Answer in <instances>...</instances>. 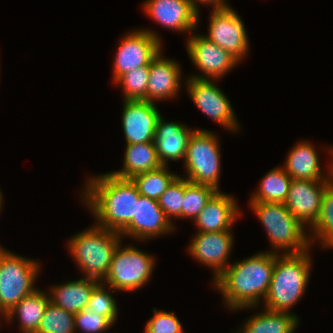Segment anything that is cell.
I'll return each mask as SVG.
<instances>
[{"label": "cell", "instance_id": "277c9868", "mask_svg": "<svg viewBox=\"0 0 333 333\" xmlns=\"http://www.w3.org/2000/svg\"><path fill=\"white\" fill-rule=\"evenodd\" d=\"M122 238L117 231L93 224L92 227L72 235L67 244L84 277L102 281L109 271L113 254Z\"/></svg>", "mask_w": 333, "mask_h": 333}, {"label": "cell", "instance_id": "7c38bea8", "mask_svg": "<svg viewBox=\"0 0 333 333\" xmlns=\"http://www.w3.org/2000/svg\"><path fill=\"white\" fill-rule=\"evenodd\" d=\"M186 51L193 65L201 75H191L195 79L219 80L238 66L239 62L223 48L211 42L203 34H190Z\"/></svg>", "mask_w": 333, "mask_h": 333}, {"label": "cell", "instance_id": "3957f363", "mask_svg": "<svg viewBox=\"0 0 333 333\" xmlns=\"http://www.w3.org/2000/svg\"><path fill=\"white\" fill-rule=\"evenodd\" d=\"M308 249L301 253H275V266L263 308L290 312L301 300L310 281L312 259Z\"/></svg>", "mask_w": 333, "mask_h": 333}, {"label": "cell", "instance_id": "f546056e", "mask_svg": "<svg viewBox=\"0 0 333 333\" xmlns=\"http://www.w3.org/2000/svg\"><path fill=\"white\" fill-rule=\"evenodd\" d=\"M149 66H141L121 75L114 84L122 87L123 100L147 101Z\"/></svg>", "mask_w": 333, "mask_h": 333}, {"label": "cell", "instance_id": "d4e9b609", "mask_svg": "<svg viewBox=\"0 0 333 333\" xmlns=\"http://www.w3.org/2000/svg\"><path fill=\"white\" fill-rule=\"evenodd\" d=\"M299 321V317L292 312L263 309L247 318L236 333H295Z\"/></svg>", "mask_w": 333, "mask_h": 333}, {"label": "cell", "instance_id": "d590c367", "mask_svg": "<svg viewBox=\"0 0 333 333\" xmlns=\"http://www.w3.org/2000/svg\"><path fill=\"white\" fill-rule=\"evenodd\" d=\"M193 7L199 12V4L201 5H209L212 6V9H223L231 7L229 4L226 3V0H190Z\"/></svg>", "mask_w": 333, "mask_h": 333}, {"label": "cell", "instance_id": "4dcf8cb0", "mask_svg": "<svg viewBox=\"0 0 333 333\" xmlns=\"http://www.w3.org/2000/svg\"><path fill=\"white\" fill-rule=\"evenodd\" d=\"M74 316L49 302L35 333H75Z\"/></svg>", "mask_w": 333, "mask_h": 333}, {"label": "cell", "instance_id": "9c48e42d", "mask_svg": "<svg viewBox=\"0 0 333 333\" xmlns=\"http://www.w3.org/2000/svg\"><path fill=\"white\" fill-rule=\"evenodd\" d=\"M162 39L152 29H137L124 35L117 48L113 62V81L121 75L150 62L163 49Z\"/></svg>", "mask_w": 333, "mask_h": 333}, {"label": "cell", "instance_id": "1f68e13d", "mask_svg": "<svg viewBox=\"0 0 333 333\" xmlns=\"http://www.w3.org/2000/svg\"><path fill=\"white\" fill-rule=\"evenodd\" d=\"M185 192V178L178 174L165 192L158 199V204L166 217L173 223V218L182 219V207Z\"/></svg>", "mask_w": 333, "mask_h": 333}, {"label": "cell", "instance_id": "5bb4252c", "mask_svg": "<svg viewBox=\"0 0 333 333\" xmlns=\"http://www.w3.org/2000/svg\"><path fill=\"white\" fill-rule=\"evenodd\" d=\"M174 223L164 214L158 200L139 196L136 202V217L120 232L121 236L136 238L146 242L148 239L170 234L174 231Z\"/></svg>", "mask_w": 333, "mask_h": 333}, {"label": "cell", "instance_id": "5b68a950", "mask_svg": "<svg viewBox=\"0 0 333 333\" xmlns=\"http://www.w3.org/2000/svg\"><path fill=\"white\" fill-rule=\"evenodd\" d=\"M263 224L273 253H301L311 248L309 232L284 203L248 202ZM280 251V252H279Z\"/></svg>", "mask_w": 333, "mask_h": 333}, {"label": "cell", "instance_id": "2e32d148", "mask_svg": "<svg viewBox=\"0 0 333 333\" xmlns=\"http://www.w3.org/2000/svg\"><path fill=\"white\" fill-rule=\"evenodd\" d=\"M142 6L156 23L179 33L195 32L200 21L190 0H146Z\"/></svg>", "mask_w": 333, "mask_h": 333}, {"label": "cell", "instance_id": "7402d4cb", "mask_svg": "<svg viewBox=\"0 0 333 333\" xmlns=\"http://www.w3.org/2000/svg\"><path fill=\"white\" fill-rule=\"evenodd\" d=\"M100 282L94 278L81 277L79 280L52 285L49 288L51 291L48 290L50 302L75 315L87 309L91 293Z\"/></svg>", "mask_w": 333, "mask_h": 333}, {"label": "cell", "instance_id": "83f0119b", "mask_svg": "<svg viewBox=\"0 0 333 333\" xmlns=\"http://www.w3.org/2000/svg\"><path fill=\"white\" fill-rule=\"evenodd\" d=\"M177 176L168 166L162 165L156 170L138 174L131 180L141 196L158 200Z\"/></svg>", "mask_w": 333, "mask_h": 333}, {"label": "cell", "instance_id": "603a6c76", "mask_svg": "<svg viewBox=\"0 0 333 333\" xmlns=\"http://www.w3.org/2000/svg\"><path fill=\"white\" fill-rule=\"evenodd\" d=\"M49 302L48 292L45 293L37 288L7 313L5 321L10 324L13 323L15 318H18L20 333H35Z\"/></svg>", "mask_w": 333, "mask_h": 333}, {"label": "cell", "instance_id": "ffe728a7", "mask_svg": "<svg viewBox=\"0 0 333 333\" xmlns=\"http://www.w3.org/2000/svg\"><path fill=\"white\" fill-rule=\"evenodd\" d=\"M242 214L234 196L218 191L195 218L197 232H222L232 230Z\"/></svg>", "mask_w": 333, "mask_h": 333}, {"label": "cell", "instance_id": "e0dca14e", "mask_svg": "<svg viewBox=\"0 0 333 333\" xmlns=\"http://www.w3.org/2000/svg\"><path fill=\"white\" fill-rule=\"evenodd\" d=\"M330 181L292 179L287 198V209L309 229L318 218L323 194Z\"/></svg>", "mask_w": 333, "mask_h": 333}, {"label": "cell", "instance_id": "4316f807", "mask_svg": "<svg viewBox=\"0 0 333 333\" xmlns=\"http://www.w3.org/2000/svg\"><path fill=\"white\" fill-rule=\"evenodd\" d=\"M311 245L319 242L323 248H333V181L325 189L320 213L315 223L308 229Z\"/></svg>", "mask_w": 333, "mask_h": 333}, {"label": "cell", "instance_id": "d6986e66", "mask_svg": "<svg viewBox=\"0 0 333 333\" xmlns=\"http://www.w3.org/2000/svg\"><path fill=\"white\" fill-rule=\"evenodd\" d=\"M196 129L181 122L164 121L162 115L159 117L153 143L162 165L168 166V161H184L190 137Z\"/></svg>", "mask_w": 333, "mask_h": 333}, {"label": "cell", "instance_id": "ba28073f", "mask_svg": "<svg viewBox=\"0 0 333 333\" xmlns=\"http://www.w3.org/2000/svg\"><path fill=\"white\" fill-rule=\"evenodd\" d=\"M40 265L35 259L0 248V304L6 313L37 289Z\"/></svg>", "mask_w": 333, "mask_h": 333}, {"label": "cell", "instance_id": "f35d334b", "mask_svg": "<svg viewBox=\"0 0 333 333\" xmlns=\"http://www.w3.org/2000/svg\"><path fill=\"white\" fill-rule=\"evenodd\" d=\"M3 195H2V192L0 191V212H2L1 211V209L3 208Z\"/></svg>", "mask_w": 333, "mask_h": 333}, {"label": "cell", "instance_id": "8fae6325", "mask_svg": "<svg viewBox=\"0 0 333 333\" xmlns=\"http://www.w3.org/2000/svg\"><path fill=\"white\" fill-rule=\"evenodd\" d=\"M208 34L203 35L241 62L249 51V40L242 18L231 7L212 9Z\"/></svg>", "mask_w": 333, "mask_h": 333}, {"label": "cell", "instance_id": "52a82bcc", "mask_svg": "<svg viewBox=\"0 0 333 333\" xmlns=\"http://www.w3.org/2000/svg\"><path fill=\"white\" fill-rule=\"evenodd\" d=\"M153 255L141 251L133 245L117 246L109 271L101 281L115 291L132 292L147 285L155 268Z\"/></svg>", "mask_w": 333, "mask_h": 333}, {"label": "cell", "instance_id": "cb8c5ba5", "mask_svg": "<svg viewBox=\"0 0 333 333\" xmlns=\"http://www.w3.org/2000/svg\"><path fill=\"white\" fill-rule=\"evenodd\" d=\"M123 168L110 172L112 175L131 179L138 174L153 171L162 166L153 142L126 144Z\"/></svg>", "mask_w": 333, "mask_h": 333}, {"label": "cell", "instance_id": "30bf717a", "mask_svg": "<svg viewBox=\"0 0 333 333\" xmlns=\"http://www.w3.org/2000/svg\"><path fill=\"white\" fill-rule=\"evenodd\" d=\"M185 85L190 99L204 115L227 131L237 132L240 129L230 100L216 86L215 80L187 77Z\"/></svg>", "mask_w": 333, "mask_h": 333}, {"label": "cell", "instance_id": "f1b7e54d", "mask_svg": "<svg viewBox=\"0 0 333 333\" xmlns=\"http://www.w3.org/2000/svg\"><path fill=\"white\" fill-rule=\"evenodd\" d=\"M218 191L211 186L195 184L185 179L182 219H193Z\"/></svg>", "mask_w": 333, "mask_h": 333}, {"label": "cell", "instance_id": "8d00e7d4", "mask_svg": "<svg viewBox=\"0 0 333 333\" xmlns=\"http://www.w3.org/2000/svg\"><path fill=\"white\" fill-rule=\"evenodd\" d=\"M1 315H2V317H1ZM6 316H7V313L2 309L1 304H0V319L1 320L3 319V321H4L6 319ZM0 325H1V322H0Z\"/></svg>", "mask_w": 333, "mask_h": 333}, {"label": "cell", "instance_id": "7a4b0ae2", "mask_svg": "<svg viewBox=\"0 0 333 333\" xmlns=\"http://www.w3.org/2000/svg\"><path fill=\"white\" fill-rule=\"evenodd\" d=\"M86 179L80 197L95 216V225L120 233L136 217L140 196L136 185L131 179L119 178L110 172Z\"/></svg>", "mask_w": 333, "mask_h": 333}, {"label": "cell", "instance_id": "44dd1931", "mask_svg": "<svg viewBox=\"0 0 333 333\" xmlns=\"http://www.w3.org/2000/svg\"><path fill=\"white\" fill-rule=\"evenodd\" d=\"M315 145L309 141L297 142L287 155L284 169L292 179L331 181L332 161L328 172L323 173Z\"/></svg>", "mask_w": 333, "mask_h": 333}, {"label": "cell", "instance_id": "4fadbf2b", "mask_svg": "<svg viewBox=\"0 0 333 333\" xmlns=\"http://www.w3.org/2000/svg\"><path fill=\"white\" fill-rule=\"evenodd\" d=\"M231 230L222 232H196L188 246V253L198 262L212 268L213 281L228 267L233 249Z\"/></svg>", "mask_w": 333, "mask_h": 333}, {"label": "cell", "instance_id": "484cf974", "mask_svg": "<svg viewBox=\"0 0 333 333\" xmlns=\"http://www.w3.org/2000/svg\"><path fill=\"white\" fill-rule=\"evenodd\" d=\"M292 182L282 166L271 169L260 181L249 202L284 203Z\"/></svg>", "mask_w": 333, "mask_h": 333}, {"label": "cell", "instance_id": "836d02e7", "mask_svg": "<svg viewBox=\"0 0 333 333\" xmlns=\"http://www.w3.org/2000/svg\"><path fill=\"white\" fill-rule=\"evenodd\" d=\"M153 317L146 322L144 333H184L182 323L174 312L153 308Z\"/></svg>", "mask_w": 333, "mask_h": 333}, {"label": "cell", "instance_id": "e575fe53", "mask_svg": "<svg viewBox=\"0 0 333 333\" xmlns=\"http://www.w3.org/2000/svg\"><path fill=\"white\" fill-rule=\"evenodd\" d=\"M75 333L80 330L84 333H102L112 327L113 323L106 317L98 315L95 312H90L84 309L74 316Z\"/></svg>", "mask_w": 333, "mask_h": 333}, {"label": "cell", "instance_id": "ac0fdd59", "mask_svg": "<svg viewBox=\"0 0 333 333\" xmlns=\"http://www.w3.org/2000/svg\"><path fill=\"white\" fill-rule=\"evenodd\" d=\"M165 57L161 50L149 65L147 101L152 103L175 99L181 90V64Z\"/></svg>", "mask_w": 333, "mask_h": 333}, {"label": "cell", "instance_id": "9a60e30c", "mask_svg": "<svg viewBox=\"0 0 333 333\" xmlns=\"http://www.w3.org/2000/svg\"><path fill=\"white\" fill-rule=\"evenodd\" d=\"M161 116L155 103L123 100L122 129L126 144L153 142L156 123Z\"/></svg>", "mask_w": 333, "mask_h": 333}, {"label": "cell", "instance_id": "74e56055", "mask_svg": "<svg viewBox=\"0 0 333 333\" xmlns=\"http://www.w3.org/2000/svg\"><path fill=\"white\" fill-rule=\"evenodd\" d=\"M327 149H325V151H327V152L329 151L332 155V158H333V147H331V148L329 147ZM331 161H332V181H333V159Z\"/></svg>", "mask_w": 333, "mask_h": 333}, {"label": "cell", "instance_id": "6da1fadb", "mask_svg": "<svg viewBox=\"0 0 333 333\" xmlns=\"http://www.w3.org/2000/svg\"><path fill=\"white\" fill-rule=\"evenodd\" d=\"M274 266L275 253L271 251L236 260L212 281L213 289L222 294L227 309L253 310L268 293Z\"/></svg>", "mask_w": 333, "mask_h": 333}, {"label": "cell", "instance_id": "d6a6232c", "mask_svg": "<svg viewBox=\"0 0 333 333\" xmlns=\"http://www.w3.org/2000/svg\"><path fill=\"white\" fill-rule=\"evenodd\" d=\"M108 288L104 283L100 282L93 289L88 302L87 310L108 318L114 324L118 316V305L116 299L112 296V294H110L109 291H111V293L116 291L110 286Z\"/></svg>", "mask_w": 333, "mask_h": 333}, {"label": "cell", "instance_id": "8992f818", "mask_svg": "<svg viewBox=\"0 0 333 333\" xmlns=\"http://www.w3.org/2000/svg\"><path fill=\"white\" fill-rule=\"evenodd\" d=\"M218 136L197 128L190 137L183 161L188 181L211 186L217 191L221 173V153Z\"/></svg>", "mask_w": 333, "mask_h": 333}]
</instances>
